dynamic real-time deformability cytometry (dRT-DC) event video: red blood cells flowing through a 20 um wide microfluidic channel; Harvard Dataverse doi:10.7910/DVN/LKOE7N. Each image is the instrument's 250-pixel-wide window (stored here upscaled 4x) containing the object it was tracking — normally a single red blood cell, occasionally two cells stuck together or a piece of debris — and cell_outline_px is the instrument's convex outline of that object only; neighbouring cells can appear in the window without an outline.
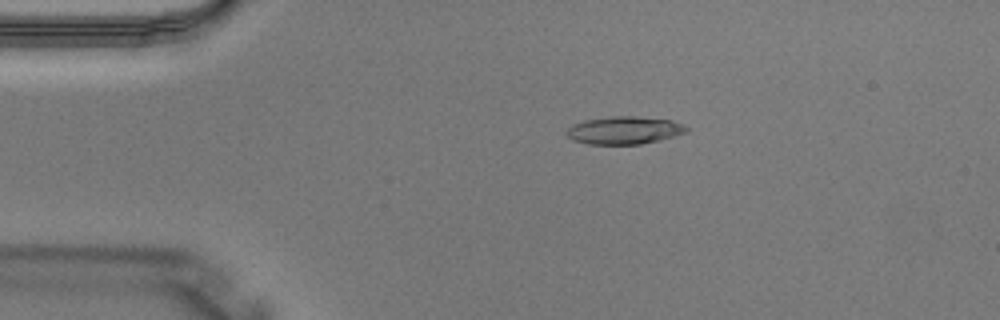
{"species": "Egyptian fruit bat (a non-hibernating species)", "species_latin": "Rousettus aegyptiacus", "temperature_condition": "warm", "stored_images_in_passage": 3, "camera_frame_rate_fps": 3000, "um_per_image_px": 0.085, "animal": {"sex": "male"}, "frame": {"image": 1, "passage_image": 2, "time_ms": 0.333, "image_size_px": [1000, 320], "cell_outline_px": [[688, 132], [660, 140], [640, 144], [588, 144], [572, 140], [564, 132], [572, 124], [584, 120], [612, 116], [636, 116], [672, 120], [684, 124], [688, 128]], "centroid_in_image_um": [53.06, 11.07], "position_along_channel_um": 31.9, "area_um2": 19.54}}